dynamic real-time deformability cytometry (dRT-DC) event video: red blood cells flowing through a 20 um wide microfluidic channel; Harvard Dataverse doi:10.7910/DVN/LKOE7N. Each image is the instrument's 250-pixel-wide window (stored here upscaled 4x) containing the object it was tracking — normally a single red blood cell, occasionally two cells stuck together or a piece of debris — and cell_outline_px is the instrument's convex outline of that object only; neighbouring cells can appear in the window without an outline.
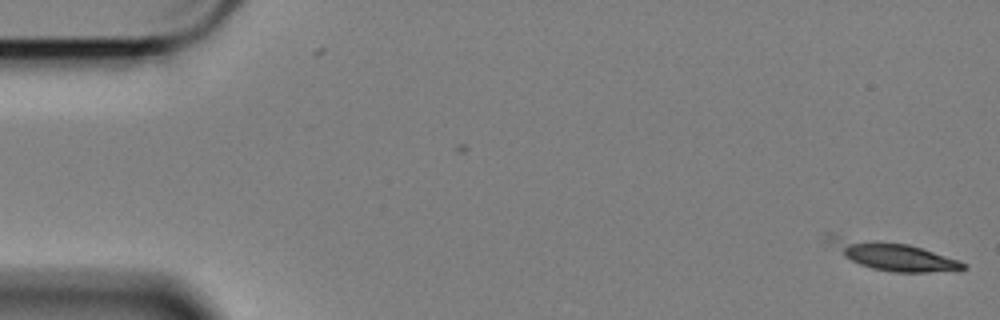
{"species": "Egyptian fruit bat (a non-hibernating species)", "species_latin": "Rousettus aegyptiacus", "temperature_condition": "cold", "stored_images_in_passage": 3, "camera_frame_rate_fps": 3000, "um_per_image_px": 0.085, "animal": {"sex": "female"}, "frame": {"image": 1, "passage_image": 3, "time_ms": 0.667, "image_size_px": [1000, 320], "cell_outline_px": [[968, 268], [960, 272], [892, 272], [872, 268], [860, 264], [844, 256], [824, 240], [824, 232], [832, 232], [908, 244], [960, 260], [968, 264]], "centroid_in_image_um": [75.83, 21.68], "position_along_channel_um": 9.2, "area_um2": 23.29}}